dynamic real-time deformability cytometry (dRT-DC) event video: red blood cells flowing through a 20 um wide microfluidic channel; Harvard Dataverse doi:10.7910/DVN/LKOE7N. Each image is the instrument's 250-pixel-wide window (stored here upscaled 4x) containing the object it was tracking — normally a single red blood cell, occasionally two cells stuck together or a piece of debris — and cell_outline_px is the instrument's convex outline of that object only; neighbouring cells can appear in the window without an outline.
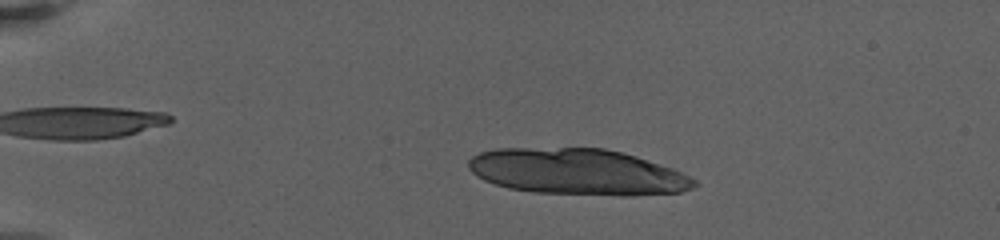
{"species": "human", "species_latin": "Homo sapiens", "temperature_condition": "warm", "stored_images_in_passage": 19, "camera_frame_rate_fps": 3000, "um_per_image_px": 0.085, "donor": {"sex": "female"}, "frame": {"image": 1, "passage_image": 11, "time_ms": 4.0, "image_size_px": [1000, 240], "cell_outline_px": [[700, 184], [692, 188], [680, 192], [632, 196], [620, 196], [532, 192], [508, 188], [484, 180], [476, 176], [468, 168], [468, 160], [472, 156], [480, 152], [496, 148], [604, 148], [636, 156], [672, 168], [696, 180]], "centroid_in_image_um": [49.08, 14.61], "position_along_channel_um": 35.9, "area_um2": 60.92}}